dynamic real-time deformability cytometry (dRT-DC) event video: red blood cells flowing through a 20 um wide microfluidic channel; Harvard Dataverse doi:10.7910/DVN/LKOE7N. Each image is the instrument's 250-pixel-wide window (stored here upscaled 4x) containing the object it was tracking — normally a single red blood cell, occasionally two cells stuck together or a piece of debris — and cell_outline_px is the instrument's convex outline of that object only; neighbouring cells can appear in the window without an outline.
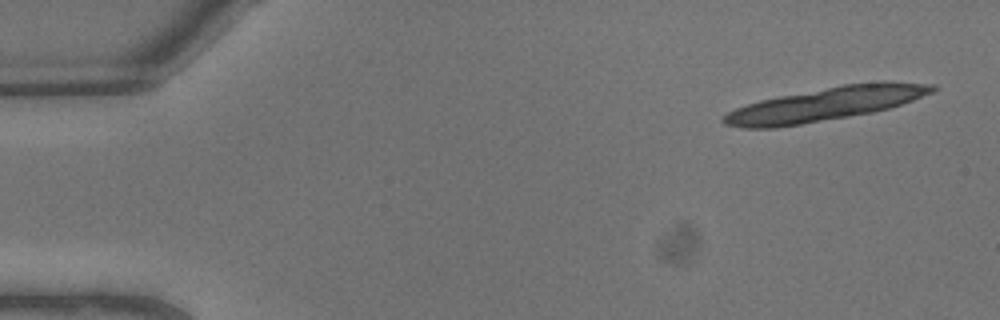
{"species": "common noctule bat (a hibernating species)", "species_latin": "Nyctalus noctula", "temperature_condition": "warm", "stored_images_in_passage": 9, "camera_frame_rate_fps": 3000, "um_per_image_px": 0.085, "animal": {"sex": "male", "body_mass_g": 13.3}, "frame": {"image": 1, "passage_image": 1, "time_ms": 0.0, "image_size_px": [1000, 320], "cell_outline_px": [[936, 88], [932, 92], [912, 100], [888, 108], [872, 112], [776, 128], [744, 128], [724, 124], [720, 120], [728, 112], [736, 108], [760, 100], [780, 96], [844, 84], [880, 80], [884, 80], [936, 84]], "centroid_in_image_um": [70.19, 8.83], "position_along_channel_um": 14.8, "area_um2": 40.46}}